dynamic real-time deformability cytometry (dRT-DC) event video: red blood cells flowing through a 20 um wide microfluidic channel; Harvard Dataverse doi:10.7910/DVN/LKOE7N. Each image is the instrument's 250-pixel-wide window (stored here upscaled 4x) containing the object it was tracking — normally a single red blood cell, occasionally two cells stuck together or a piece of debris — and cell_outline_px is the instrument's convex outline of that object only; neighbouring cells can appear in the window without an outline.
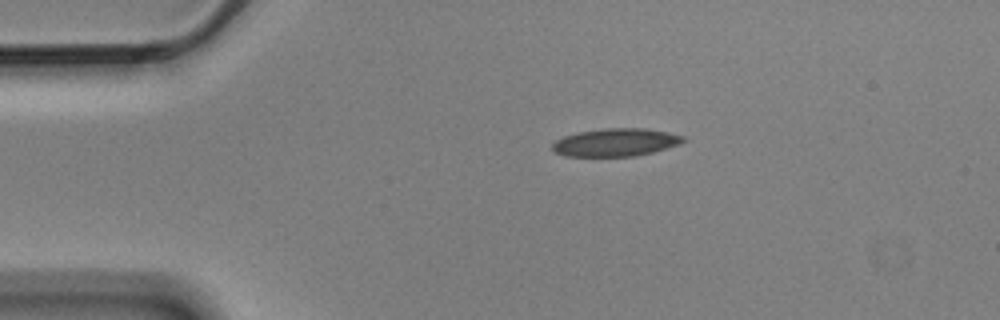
{"species": "Egyptian fruit bat (a non-hibernating species)", "species_latin": "Rousettus aegyptiacus", "temperature_condition": "cold", "stored_images_in_passage": 3, "camera_frame_rate_fps": 3000, "um_per_image_px": 0.085, "animal": {"sex": "male"}, "frame": {"image": 1, "passage_image": 1, "time_ms": 0.0, "image_size_px": [1000, 320], "cell_outline_px": [[688, 140], [680, 144], [652, 152], [636, 156], [564, 156], [556, 152], [552, 148], [552, 144], [556, 140], [564, 136], [580, 132], [604, 128], [644, 128], [668, 132], [684, 136]], "centroid_in_image_um": [52.36, 12.1], "position_along_channel_um": 32.6, "area_um2": 21.21}}
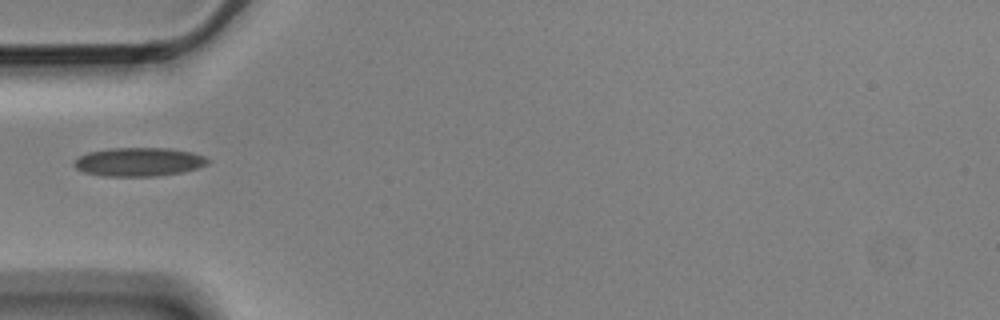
{"frame": {"image": 2, "passage_image": 3, "time_ms": 0.667, "image_size_px": [1000, 320], "cell_outline_px": [[212, 160], [208, 164], [196, 168], [180, 172], [156, 176], [104, 176], [84, 172], [76, 168], [72, 164], [80, 156], [88, 152], [108, 148], [168, 148], [192, 152], [204, 156]], "centroid_in_image_um": [11.81, 13.75], "position_along_channel_um": 73.2, "area_um2": 22.31}}